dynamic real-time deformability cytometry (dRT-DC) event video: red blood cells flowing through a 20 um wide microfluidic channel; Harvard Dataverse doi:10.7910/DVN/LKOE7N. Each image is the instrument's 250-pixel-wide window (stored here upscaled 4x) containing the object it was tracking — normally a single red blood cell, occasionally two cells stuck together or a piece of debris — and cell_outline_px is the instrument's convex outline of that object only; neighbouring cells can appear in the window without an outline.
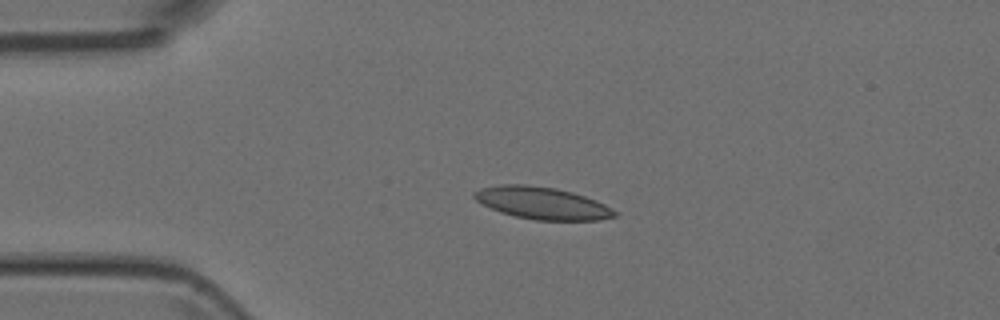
{"species": "Egyptian fruit bat (a non-hibernating species)", "species_latin": "Rousettus aegyptiacus", "temperature_condition": "room temperature", "stored_images_in_passage": 51, "camera_frame_rate_fps": 3000, "um_per_image_px": 0.085, "animal": {"sex": "female"}, "frame": {"image": 1, "passage_image": 12, "time_ms": 3.667, "image_size_px": [1000, 320], "cell_outline_px": [[620, 212], [616, 216], [600, 220], [536, 220], [516, 216], [500, 212], [476, 200], [472, 196], [472, 192], [480, 188], [504, 184], [524, 184], [556, 188], [572, 192], [596, 200]], "centroid_in_image_um": [46.11, 17.26], "position_along_channel_um": 38.9, "area_um2": 26.3}}
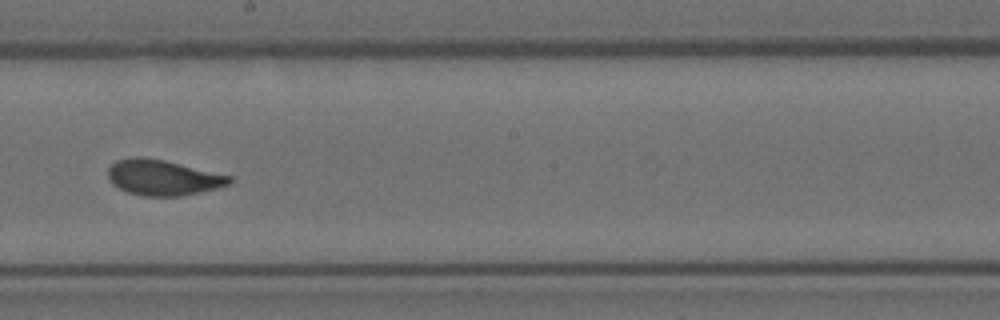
{"frame": {"image": 2, "passage_image": 29, "time_ms": 9.333, "image_size_px": [1000, 320], "cell_outline_px": [[232, 184], [200, 192], [180, 196], [144, 196], [128, 192], [112, 184], [108, 176], [108, 168], [116, 160], [128, 156], [140, 156], [164, 160], [232, 176]], "centroid_in_image_um": [13.84, 15.08], "position_along_channel_um": 234.4, "area_um2": 25.2}}
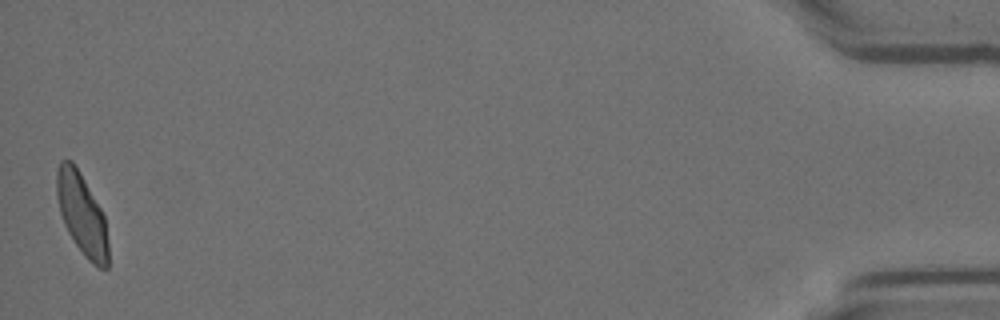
{"frame": {"image": 3, "passage_image": 51, "time_ms": 16.667, "image_size_px": [1000, 320], "cell_outline_px": [[108, 268], [100, 268], [92, 264], [84, 256], [68, 232], [64, 224], [60, 212], [56, 196], [56, 172], [60, 160], [72, 160], [84, 180], [100, 208], [104, 216], [108, 244]], "centroid_in_image_um": [6.94, 18.21], "position_along_channel_um": 428.3, "area_um2": 24.28}}